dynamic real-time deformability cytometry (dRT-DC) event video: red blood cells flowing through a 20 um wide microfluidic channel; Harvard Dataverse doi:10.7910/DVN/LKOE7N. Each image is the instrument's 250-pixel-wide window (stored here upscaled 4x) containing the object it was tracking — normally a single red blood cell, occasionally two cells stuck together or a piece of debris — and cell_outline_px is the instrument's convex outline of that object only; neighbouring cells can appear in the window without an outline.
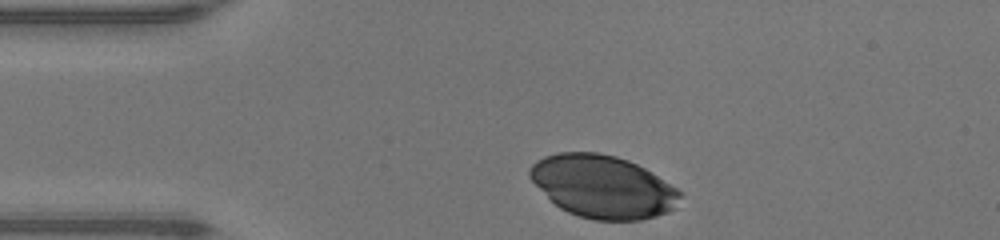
{"species": "human", "species_latin": "Homo sapiens", "temperature_condition": "warm", "stored_images_in_passage": 30, "camera_frame_rate_fps": 3000, "um_per_image_px": 0.085, "donor": {"sex": "male"}, "frame": {"image": 1, "passage_image": 1, "time_ms": 0.0, "image_size_px": [1000, 240], "cell_outline_px": [[680, 196], [676, 208], [668, 212], [656, 216], [640, 220], [592, 220], [568, 212], [560, 208], [528, 176], [528, 172], [532, 164], [544, 156], [560, 152], [596, 152], [616, 156], [628, 160], [644, 168], [676, 188], [680, 192]], "centroid_in_image_um": [51.24, 15.86], "position_along_channel_um": 33.8, "area_um2": 54.39}}
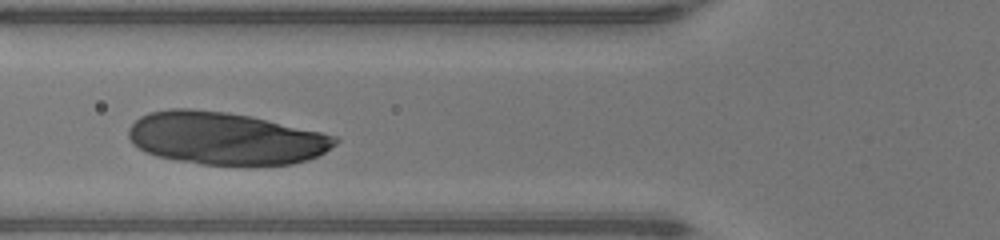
{"frame": {"image": 2, "passage_image": 9, "time_ms": 2.667, "image_size_px": [1000, 240], "cell_outline_px": [[340, 140], [336, 144], [324, 152], [308, 160], [292, 164], [200, 164], [176, 160], [156, 156], [144, 152], [132, 144], [128, 136], [128, 128], [140, 116], [148, 112], [168, 108], [188, 108], [228, 112], [252, 116], [320, 132], [336, 136]], "centroid_in_image_um": [19.11, 11.74], "position_along_channel_um": 106.7, "area_um2": 63.23}}
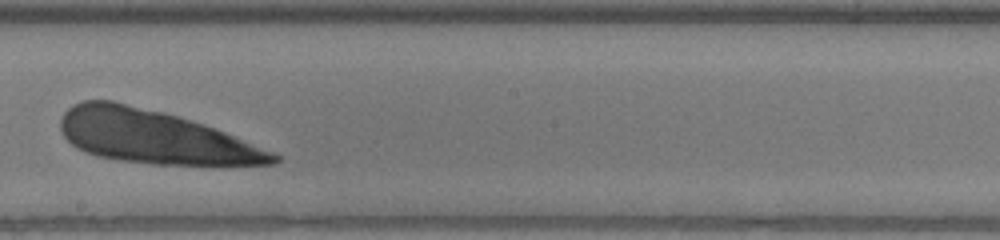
{"frame": {"image": 3, "passage_image": 18, "time_ms": 5.667, "image_size_px": [1000, 240], "cell_outline_px": [[280, 160], [272, 164], [156, 164], [120, 160], [96, 156], [76, 148], [64, 136], [60, 128], [60, 120], [64, 112], [72, 104], [84, 100], [112, 100], [176, 116], [224, 132], [272, 152], [280, 156]], "centroid_in_image_um": [13.03, 11.63], "position_along_channel_um": 235.2, "area_um2": 64.68}}